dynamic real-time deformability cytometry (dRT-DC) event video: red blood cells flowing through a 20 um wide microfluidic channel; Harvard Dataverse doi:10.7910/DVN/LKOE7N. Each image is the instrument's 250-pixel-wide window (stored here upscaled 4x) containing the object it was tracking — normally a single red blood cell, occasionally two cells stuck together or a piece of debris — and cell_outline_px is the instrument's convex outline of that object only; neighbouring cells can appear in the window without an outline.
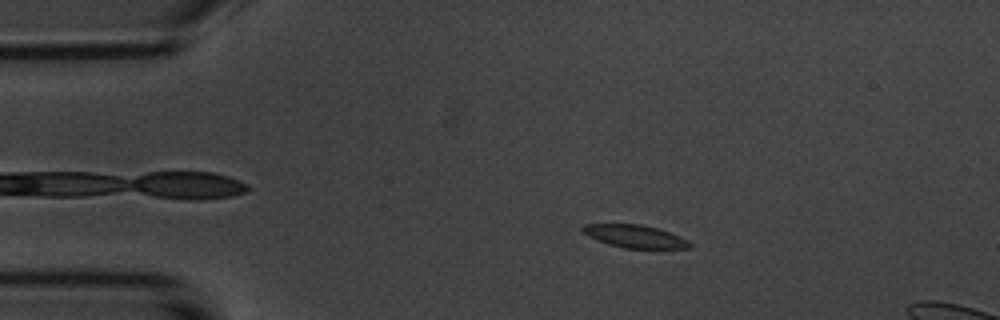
{"species": "common noctule bat (a hibernating species)", "species_latin": "Nyctalus noctula", "temperature_condition": "room temperature", "stored_images_in_passage": 6, "camera_frame_rate_fps": 3000, "um_per_image_px": 0.085, "animal": {"sex": "male", "body_mass_g": 20.1, "forearm_length_mm": 53.5}, "frame": {"image": 1, "passage_image": 4, "time_ms": 3.333, "image_size_px": [1000, 320], "cell_outline_px": [[692, 248], [624, 248], [608, 244], [596, 240], [580, 232], [580, 228], [584, 224], [640, 224], [656, 228], [668, 232], [688, 240], [692, 244]], "centroid_in_image_um": [53.91, 20.08], "position_along_channel_um": 31.1, "area_um2": 14.22}}